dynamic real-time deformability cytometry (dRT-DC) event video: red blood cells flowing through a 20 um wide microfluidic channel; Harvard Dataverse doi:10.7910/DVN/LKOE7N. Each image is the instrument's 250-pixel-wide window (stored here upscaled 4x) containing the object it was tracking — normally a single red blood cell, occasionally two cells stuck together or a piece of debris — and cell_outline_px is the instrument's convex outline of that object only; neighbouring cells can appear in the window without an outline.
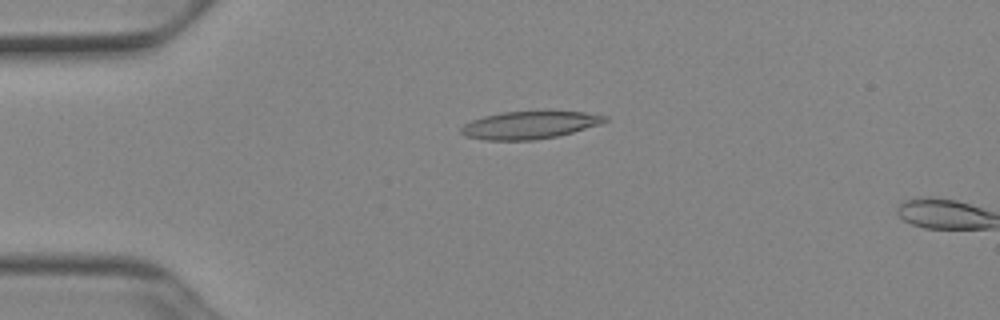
{"species": "Egyptian fruit bat (a non-hibernating species)", "species_latin": "Rousettus aegyptiacus", "temperature_condition": "cold", "stored_images_in_passage": 14, "camera_frame_rate_fps": 3000, "um_per_image_px": 0.085, "animal": {"sex": "female"}, "frame": {"image": 1, "passage_image": 12, "time_ms": 3.667, "image_size_px": [1000, 320], "cell_outline_px": [[608, 120], [600, 124], [572, 132], [556, 136], [532, 140], [484, 140], [464, 136], [460, 132], [460, 128], [464, 124], [472, 120], [484, 116], [500, 112], [548, 108], [584, 112], [608, 116]], "centroid_in_image_um": [45.03, 10.57], "position_along_channel_um": 40.0, "area_um2": 24.1}}